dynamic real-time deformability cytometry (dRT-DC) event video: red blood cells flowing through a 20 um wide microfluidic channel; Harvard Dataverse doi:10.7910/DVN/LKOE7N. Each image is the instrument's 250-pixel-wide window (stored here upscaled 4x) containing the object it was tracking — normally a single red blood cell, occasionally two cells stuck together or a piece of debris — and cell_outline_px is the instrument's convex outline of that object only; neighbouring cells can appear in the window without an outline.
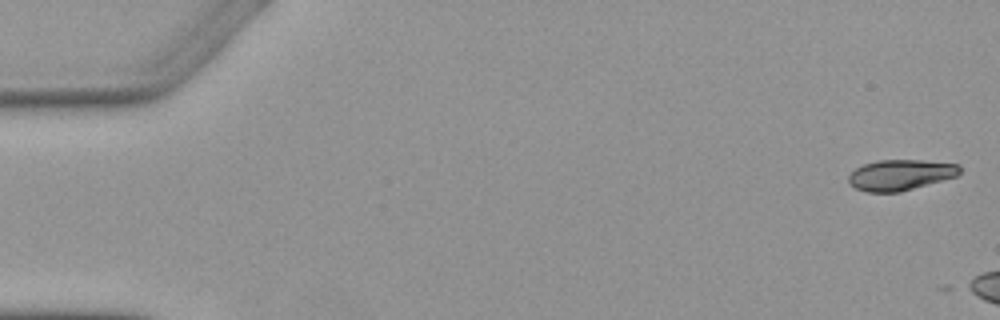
{"species": "Egyptian fruit bat (a non-hibernating species)", "species_latin": "Rousettus aegyptiacus", "temperature_condition": "warm", "stored_images_in_passage": 3, "camera_frame_rate_fps": 3000, "um_per_image_px": 0.085, "animal": {"sex": "female"}, "frame": {"image": 1, "passage_image": 1, "time_ms": 0.0, "image_size_px": [1000, 320], "cell_outline_px": [[960, 172], [956, 176], [900, 192], [868, 192], [856, 188], [848, 180], [848, 176], [856, 168], [864, 164], [876, 160], [920, 160], [960, 164]], "centroid_in_image_um": [76.54, 14.86], "position_along_channel_um": 8.5, "area_um2": 19.71}}